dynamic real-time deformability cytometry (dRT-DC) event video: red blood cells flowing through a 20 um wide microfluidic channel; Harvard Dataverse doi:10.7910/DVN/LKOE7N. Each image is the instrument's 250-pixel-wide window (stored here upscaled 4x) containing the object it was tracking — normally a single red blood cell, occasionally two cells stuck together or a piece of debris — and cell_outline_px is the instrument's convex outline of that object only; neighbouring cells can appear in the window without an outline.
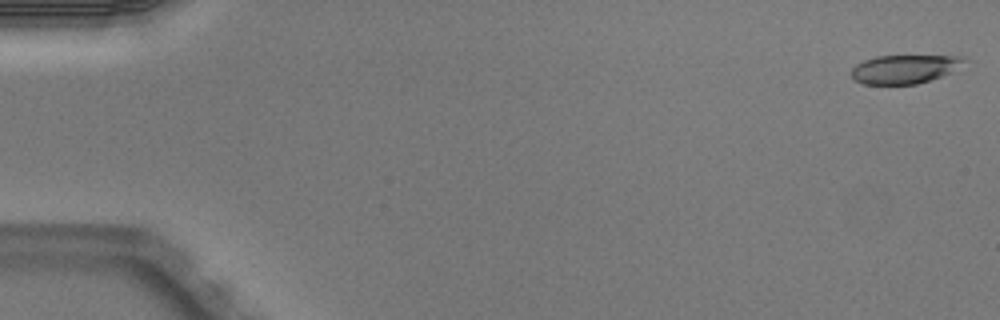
{"species": "Egyptian fruit bat (a non-hibernating species)", "species_latin": "Rousettus aegyptiacus", "temperature_condition": "warm", "stored_images_in_passage": 6, "camera_frame_rate_fps": 3000, "um_per_image_px": 0.085, "animal": {"sex": "male"}, "frame": {"image": 1, "passage_image": 1, "time_ms": 0.0, "image_size_px": [1000, 320], "cell_outline_px": [[968, 60], [948, 72], [940, 76], [916, 84], [864, 84], [852, 80], [852, 68], [856, 64], [864, 60], [876, 56], [968, 56]], "centroid_in_image_um": [76.84, 5.86], "position_along_channel_um": 8.2, "area_um2": 18.61}}
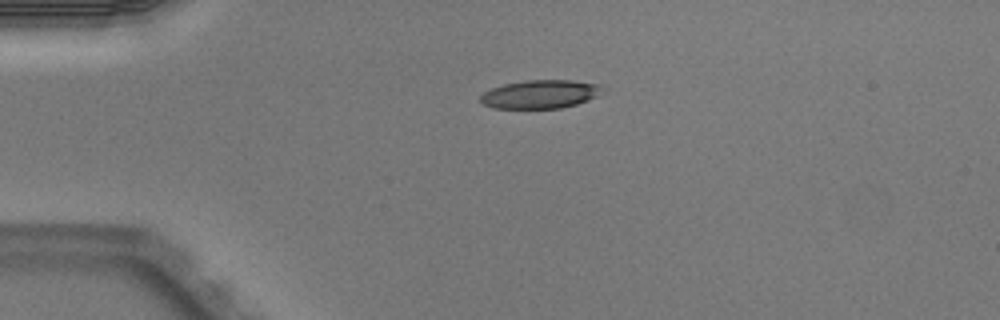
{"frame": {"image": 2, "passage_image": 4, "time_ms": 1.0, "image_size_px": [1000, 320], "cell_outline_px": [[604, 88], [596, 96], [588, 100], [576, 104], [560, 108], [492, 108], [484, 104], [480, 100], [480, 96], [484, 92], [492, 88], [504, 84], [524, 80], [572, 80], [600, 84]], "centroid_in_image_um": [45.92, 8.0], "position_along_channel_um": 39.1, "area_um2": 20.17}}